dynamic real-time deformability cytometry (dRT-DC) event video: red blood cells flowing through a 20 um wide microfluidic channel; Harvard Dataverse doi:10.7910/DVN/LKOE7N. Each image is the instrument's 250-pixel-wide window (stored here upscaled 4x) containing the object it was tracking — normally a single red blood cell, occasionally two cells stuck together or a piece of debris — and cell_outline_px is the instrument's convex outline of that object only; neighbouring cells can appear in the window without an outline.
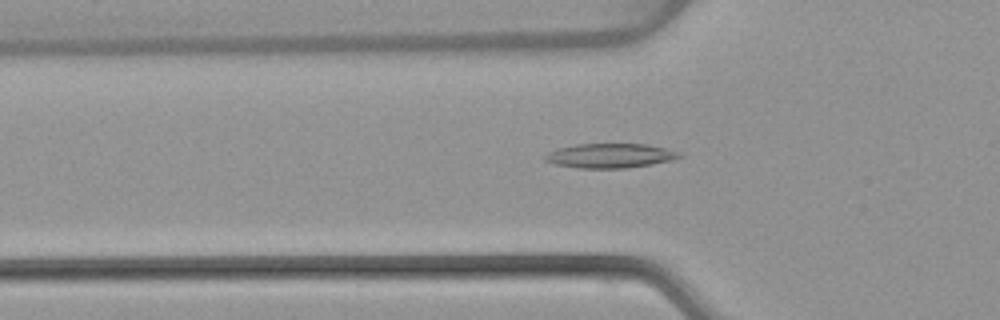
{"species": "common noctule bat (a hibernating species)", "species_latin": "Nyctalus noctula", "temperature_condition": "warm", "stored_images_in_passage": 45, "camera_frame_rate_fps": 3000, "um_per_image_px": 0.085, "animal": {"sex": "female", "body_mass_g": 22.7, "forearm_length_mm": 54.2}, "frame": {"image": 1, "passage_image": 10, "time_ms": 3.0, "image_size_px": [1000, 320], "cell_outline_px": [[684, 156], [672, 160], [624, 168], [576, 168], [556, 164], [544, 160], [544, 156], [548, 152], [556, 148], [576, 144], [648, 144], [680, 152]], "centroid_in_image_um": [51.83, 13.22], "position_along_channel_um": 74.0, "area_um2": 19.07}}
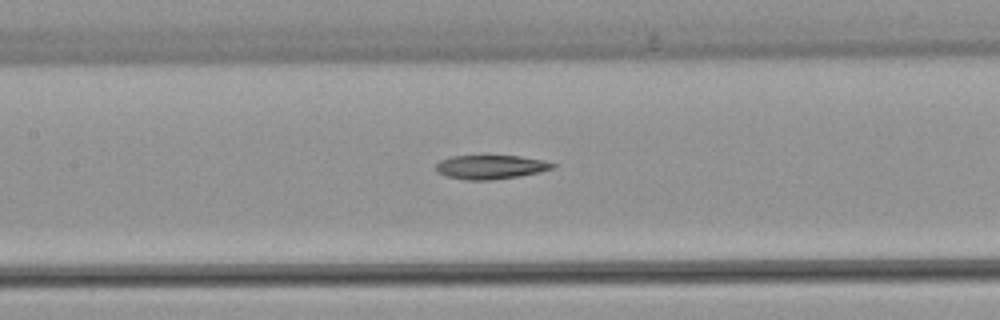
{"frame": {"image": 2, "passage_image": 17, "time_ms": 5.333, "image_size_px": [1000, 320], "cell_outline_px": [[556, 168], [540, 172], [520, 176], [488, 180], [464, 180], [448, 176], [436, 172], [436, 164], [440, 160], [452, 156], [520, 156], [544, 160], [556, 164]], "centroid_in_image_um": [41.73, 14.2], "position_along_channel_um": 165.7, "area_um2": 16.36}}
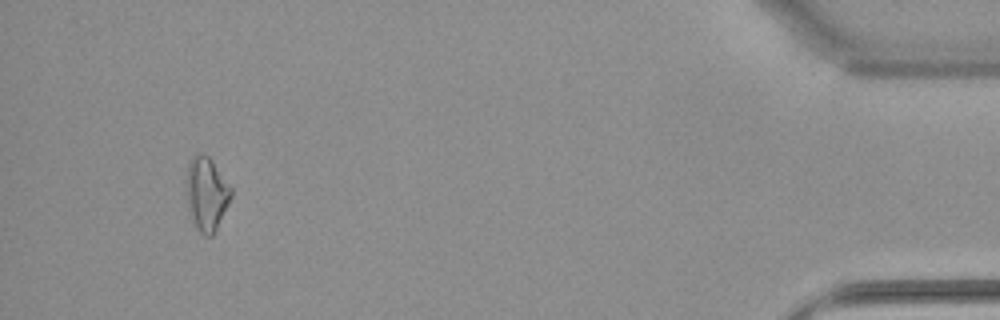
{"frame": {"image": 3, "passage_image": 42, "time_ms": 13.667, "image_size_px": [1000, 320], "cell_outline_px": [[232, 196], [216, 232], [212, 236], [204, 236], [200, 232], [188, 208], [184, 188], [184, 184], [188, 164], [192, 156], [196, 152], [208, 156], [212, 160], [232, 188]], "centroid_in_image_um": [17.54, 16.45], "position_along_channel_um": 417.7, "area_um2": 19.54}, "authors_computed_cell_mechanics": {"area_um2": 17.2244, "velocity_mm_per_s": 3.8992, "shape_relaxation_time_tau1_ms": null, "shape_relaxation_time_tau2_ms": 7.0777, "deformation_change_tau1": null, "deformation_change_tau2": 0.1919}}